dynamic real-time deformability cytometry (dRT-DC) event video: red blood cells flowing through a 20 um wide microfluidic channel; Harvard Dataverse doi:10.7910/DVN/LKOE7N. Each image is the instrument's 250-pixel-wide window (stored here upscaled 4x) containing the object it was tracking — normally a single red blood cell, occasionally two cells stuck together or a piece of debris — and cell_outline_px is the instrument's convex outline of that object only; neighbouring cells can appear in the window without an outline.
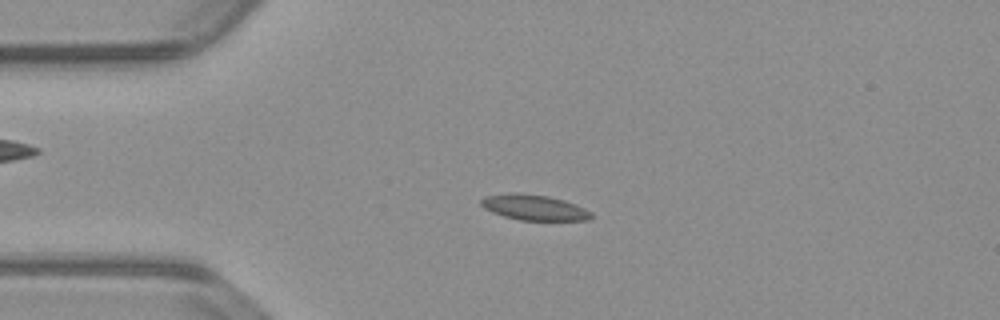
{"species": "common noctule bat (a hibernating species)", "species_latin": "Nyctalus noctula", "temperature_condition": "warm", "stored_images_in_passage": 54, "camera_frame_rate_fps": 3000, "um_per_image_px": 0.085, "animal": {"sex": "male", "body_mass_g": 23.1, "forearm_length_mm": 52.7}, "frame": {"image": 1, "passage_image": 12, "time_ms": 3.667, "image_size_px": [1000, 320], "cell_outline_px": [[592, 216], [588, 220], [520, 220], [504, 216], [492, 212], [484, 208], [480, 204], [480, 200], [484, 196], [508, 192], [520, 192], [548, 196], [564, 200], [576, 204], [592, 212]], "centroid_in_image_um": [45.37, 17.61], "position_along_channel_um": 39.6, "area_um2": 16.53}}
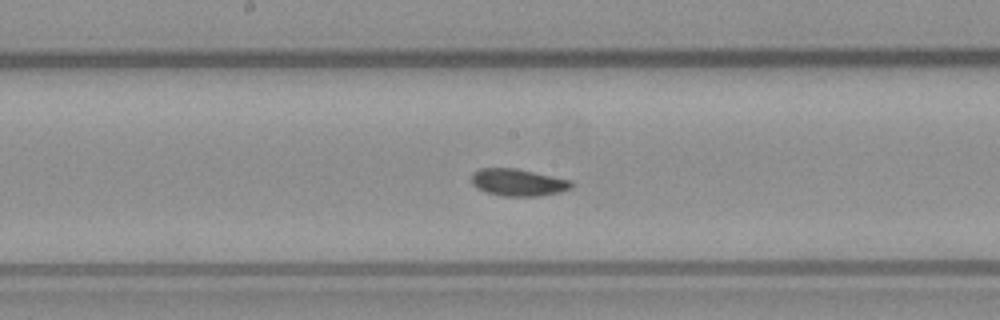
{"frame": {"image": 2, "passage_image": 27, "time_ms": 8.667, "image_size_px": [1000, 320], "cell_outline_px": [[572, 188], [560, 192], [540, 196], [500, 196], [484, 192], [476, 188], [472, 184], [472, 172], [480, 168], [516, 168], [572, 180]], "centroid_in_image_um": [44.02, 15.51], "position_along_channel_um": 204.2, "area_um2": 16.01}}
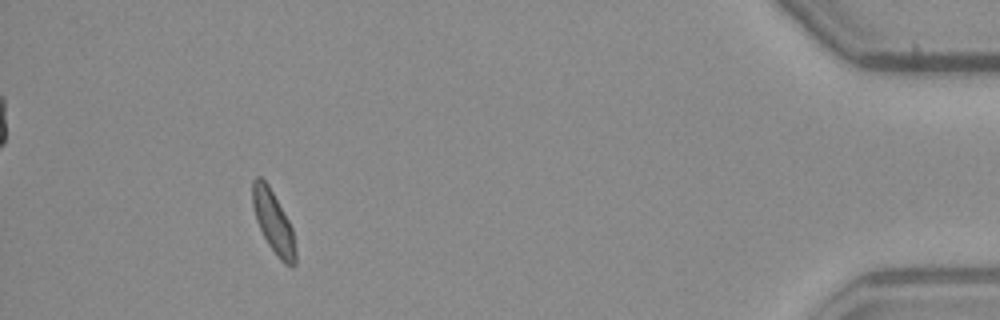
{"frame": {"image": 3, "passage_image": 49, "time_ms": 16.0, "image_size_px": [1000, 320], "cell_outline_px": [[296, 264], [292, 268], [284, 264], [280, 260], [268, 244], [256, 220], [252, 208], [252, 180], [256, 176], [260, 176], [268, 184], [288, 220], [292, 228], [296, 252]], "centroid_in_image_um": [23.23, 18.88], "position_along_channel_um": 412.0, "area_um2": 15.55}, "authors_computed_cell_mechanics": {"area_um2": 15.606, "velocity_mm_per_s": 3.7893, "shape_relaxation_time_tau1_ms": null, "shape_relaxation_time_tau2_ms": 6.6408, "deformation_change_tau1": null, "deformation_change_tau2": 0.1019}}